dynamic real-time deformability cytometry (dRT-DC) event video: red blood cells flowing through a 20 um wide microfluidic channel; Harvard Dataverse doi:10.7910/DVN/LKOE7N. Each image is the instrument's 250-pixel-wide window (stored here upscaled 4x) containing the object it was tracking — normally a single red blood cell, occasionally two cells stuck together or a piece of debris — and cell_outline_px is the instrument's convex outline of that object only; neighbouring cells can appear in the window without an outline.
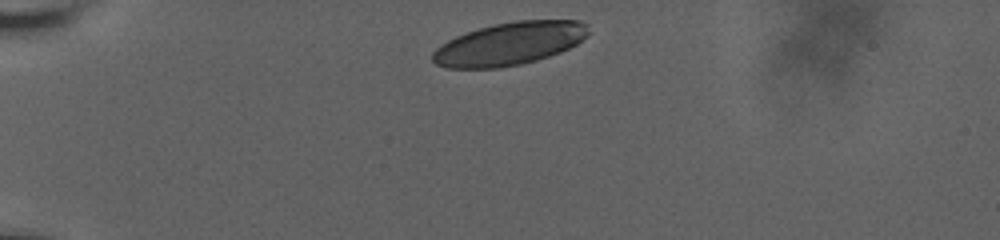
{"species": "human", "species_latin": "Homo sapiens", "temperature_condition": "room temperature", "stored_images_in_passage": 2, "camera_frame_rate_fps": 3000, "um_per_image_px": 0.085, "donor": {"sex": "male"}, "frame": {"image": 1, "passage_image": 1, "time_ms": 0.0, "image_size_px": [1000, 240], "cell_outline_px": [[588, 36], [576, 44], [560, 52], [536, 60], [520, 64], [496, 68], [448, 68], [436, 64], [432, 60], [432, 52], [436, 48], [448, 40], [464, 32], [496, 24], [516, 20], [580, 20], [588, 24]], "centroid_in_image_um": [43.31, 3.71], "position_along_channel_um": 41.7, "area_um2": 38.84}}